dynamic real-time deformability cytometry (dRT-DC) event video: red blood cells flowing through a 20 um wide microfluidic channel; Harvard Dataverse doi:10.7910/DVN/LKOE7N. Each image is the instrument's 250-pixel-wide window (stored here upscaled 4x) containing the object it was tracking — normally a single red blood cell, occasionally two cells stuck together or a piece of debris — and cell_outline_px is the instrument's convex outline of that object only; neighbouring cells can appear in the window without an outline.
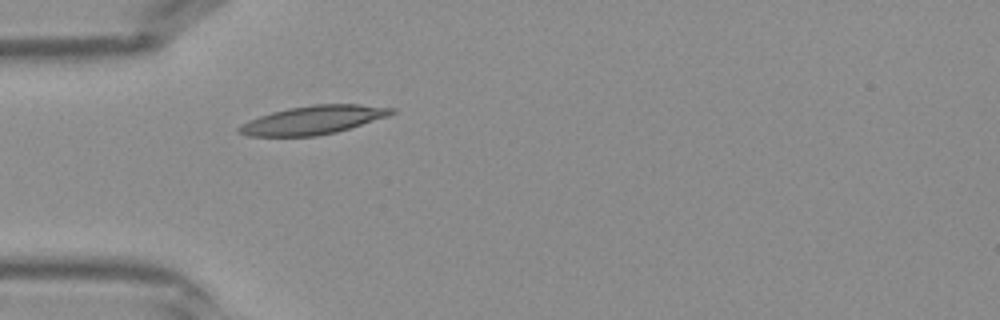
{"species": "Egyptian fruit bat (a non-hibernating species)", "species_latin": "Rousettus aegyptiacus", "temperature_condition": "warm", "stored_images_in_passage": 30, "camera_frame_rate_fps": 3000, "um_per_image_px": 0.085, "frame": {"image": 1, "passage_image": 1, "time_ms": 0.0, "image_size_px": [1000, 320], "cell_outline_px": [[396, 112], [388, 116], [336, 132], [316, 136], [248, 136], [236, 132], [236, 128], [260, 116], [272, 112], [288, 108], [312, 104], [360, 104], [396, 108]], "centroid_in_image_um": [26.65, 10.19], "position_along_channel_um": 58.4, "area_um2": 25.2}}
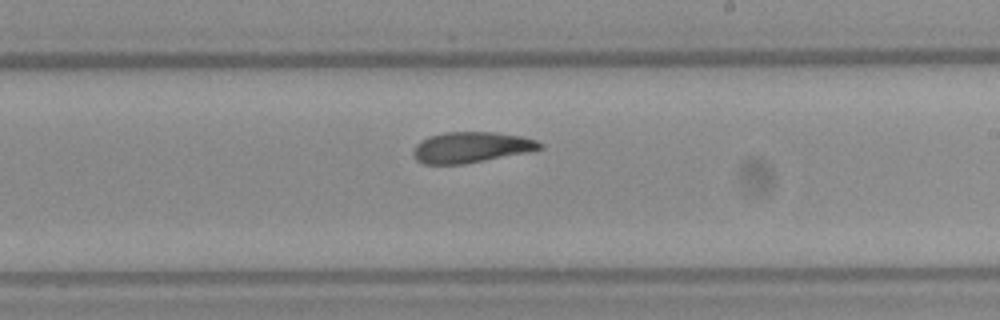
{"frame": {"image": 2, "passage_image": 13, "time_ms": 4.0, "image_size_px": [1000, 320], "cell_outline_px": [[544, 148], [528, 152], [464, 164], [424, 164], [416, 160], [412, 156], [412, 148], [420, 140], [428, 136], [444, 132], [496, 132], [520, 136], [536, 140], [544, 144]], "centroid_in_image_um": [40.01, 12.52], "position_along_channel_um": 249.0, "area_um2": 22.95}}
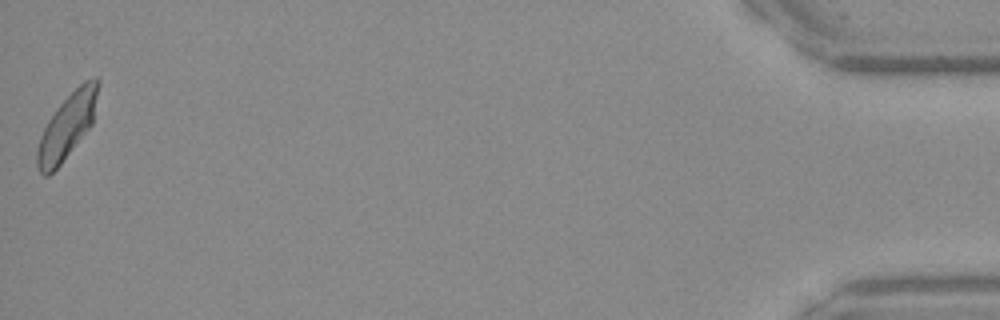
{"frame": {"image": 3, "passage_image": 30, "time_ms": 9.667, "image_size_px": [1000, 320], "cell_outline_px": [[100, 84], [92, 124], [60, 164], [48, 176], [44, 176], [40, 172], [36, 164], [36, 148], [40, 136], [48, 120], [56, 108], [84, 80], [92, 76], [96, 76], [100, 80]], "centroid_in_image_um": [5.71, 10.69], "position_along_channel_um": 429.5, "area_um2": 22.95}}